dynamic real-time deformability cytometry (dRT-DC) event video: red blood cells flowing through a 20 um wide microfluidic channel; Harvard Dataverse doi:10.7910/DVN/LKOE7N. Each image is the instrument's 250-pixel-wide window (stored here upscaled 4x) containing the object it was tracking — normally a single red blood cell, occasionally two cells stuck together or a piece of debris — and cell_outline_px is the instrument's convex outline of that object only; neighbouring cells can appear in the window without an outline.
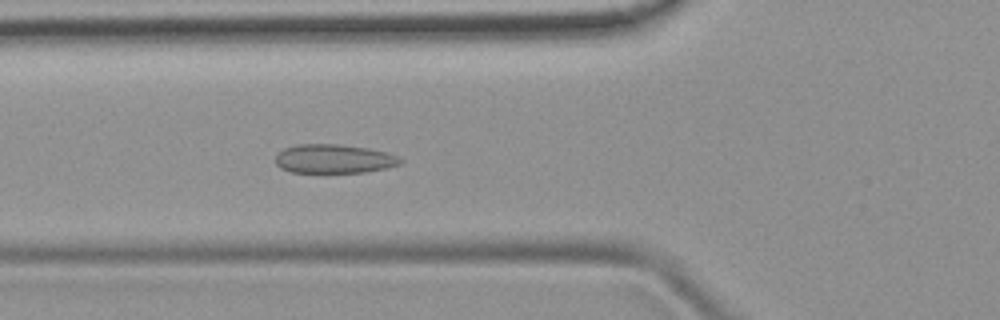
{"species": "common noctule bat (a hibernating species)", "species_latin": "Nyctalus noctula", "temperature_condition": "room temperature", "stored_images_in_passage": 49, "camera_frame_rate_fps": 3000, "um_per_image_px": 0.085, "animal": {"sex": "female", "body_mass_g": 19.9}, "frame": {"image": 1, "passage_image": 18, "time_ms": 5.667, "image_size_px": [1000, 320], "cell_outline_px": [[404, 160], [400, 164], [388, 168], [364, 172], [292, 172], [280, 168], [276, 164], [276, 156], [284, 148], [296, 144], [340, 144], [368, 148], [388, 152], [400, 156]], "centroid_in_image_um": [28.43, 13.49], "position_along_channel_um": 97.4, "area_um2": 21.21}}
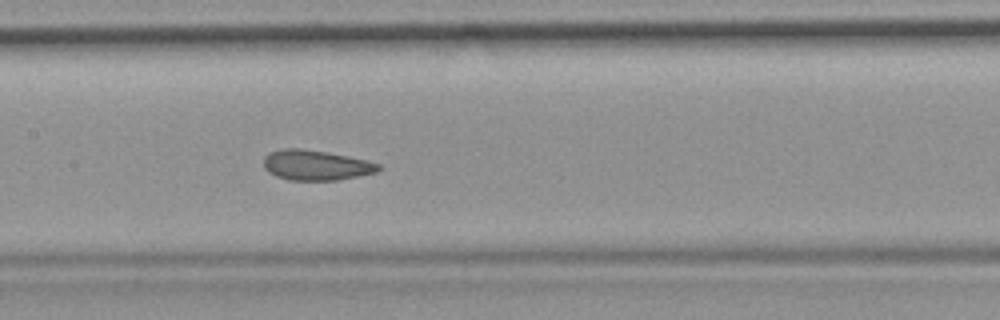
{"frame": {"image": 2, "passage_image": 24, "time_ms": 7.667, "image_size_px": [1000, 320], "cell_outline_px": [[384, 168], [376, 172], [336, 180], [288, 180], [276, 176], [268, 172], [264, 168], [264, 156], [268, 152], [280, 148], [300, 148], [348, 156], [368, 160], [380, 164]], "centroid_in_image_um": [26.84, 14.03], "position_along_channel_um": 180.6, "area_um2": 20.29}}
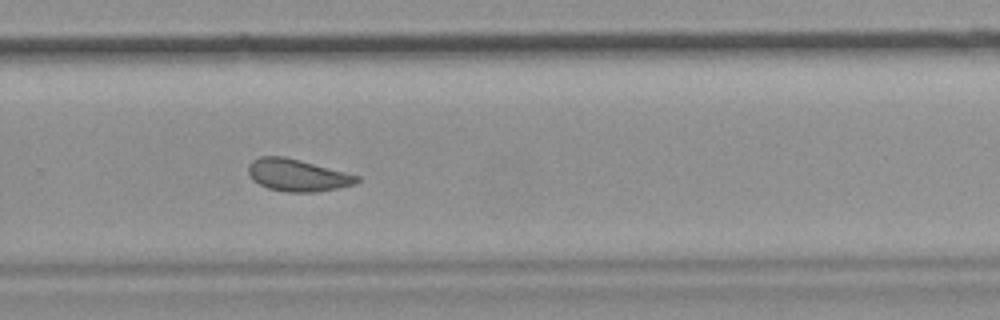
{"frame": {"image": 3, "passage_image": 33, "time_ms": 10.667, "image_size_px": [1000, 320], "cell_outline_px": [[360, 180], [356, 184], [316, 192], [288, 192], [268, 188], [252, 180], [248, 172], [248, 164], [252, 160], [260, 156], [284, 156], [300, 160], [360, 176]], "centroid_in_image_um": [25.26, 14.89], "position_along_channel_um": 304.5, "area_um2": 20.29}}